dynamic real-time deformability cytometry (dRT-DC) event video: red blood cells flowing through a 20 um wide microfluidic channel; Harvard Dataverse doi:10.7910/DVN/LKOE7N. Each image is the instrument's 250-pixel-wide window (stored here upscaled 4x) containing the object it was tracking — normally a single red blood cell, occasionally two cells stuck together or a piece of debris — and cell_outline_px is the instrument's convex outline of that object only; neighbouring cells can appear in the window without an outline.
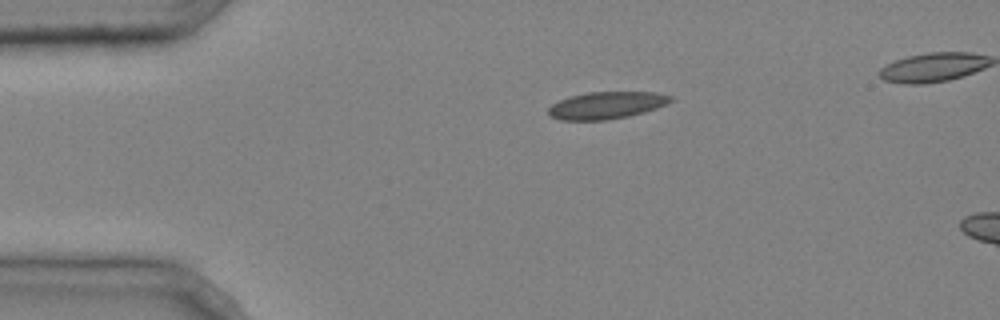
{"species": "common noctule bat (a hibernating species)", "species_latin": "Nyctalus noctula", "temperature_condition": "cold", "stored_images_in_passage": 2, "camera_frame_rate_fps": 3000, "um_per_image_px": 0.085, "animal": {"sex": "male", "body_mass_g": 20.4}, "frame": {"image": 1, "passage_image": 2, "time_ms": 0.333, "image_size_px": [1000, 320], "cell_outline_px": [[672, 100], [656, 108], [644, 112], [628, 116], [608, 120], [560, 120], [548, 116], [548, 108], [552, 104], [560, 100], [572, 96], [588, 92], [652, 92], [672, 96]], "centroid_in_image_um": [51.51, 8.96], "position_along_channel_um": 33.5, "area_um2": 19.19}}